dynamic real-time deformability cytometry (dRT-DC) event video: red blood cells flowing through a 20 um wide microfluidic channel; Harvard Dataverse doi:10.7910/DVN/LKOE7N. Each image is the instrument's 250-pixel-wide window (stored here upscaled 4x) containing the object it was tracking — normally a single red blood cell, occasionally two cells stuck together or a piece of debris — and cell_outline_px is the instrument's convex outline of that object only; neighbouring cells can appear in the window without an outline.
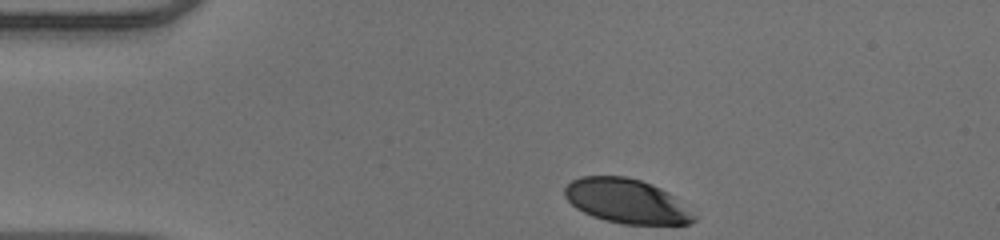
{"species": "human", "species_latin": "Homo sapiens", "temperature_condition": "warm", "stored_images_in_passage": 34, "camera_frame_rate_fps": 3000, "um_per_image_px": 0.085, "donor": {"sex": "male"}, "frame": {"image": 1, "passage_image": 1, "time_ms": 0.0, "image_size_px": [1000, 240], "cell_outline_px": [[696, 220], [688, 224], [624, 224], [604, 220], [592, 216], [576, 208], [564, 196], [564, 188], [572, 180], [580, 176], [624, 176], [640, 180], [652, 184], [668, 192], [696, 216]], "centroid_in_image_um": [53.22, 17.09], "position_along_channel_um": 31.8, "area_um2": 33.18}}
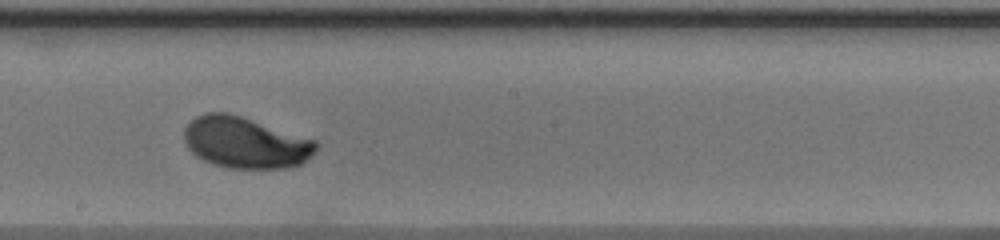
{"frame": {"image": 2, "passage_image": 20, "time_ms": 6.333, "image_size_px": [1000, 240], "cell_outline_px": [[316, 148], [312, 156], [300, 164], [288, 168], [228, 168], [212, 164], [196, 156], [188, 148], [184, 140], [184, 128], [196, 116], [204, 112], [228, 112], [316, 140]], "centroid_in_image_um": [20.83, 12.12], "position_along_channel_um": 227.4, "area_um2": 39.42}}
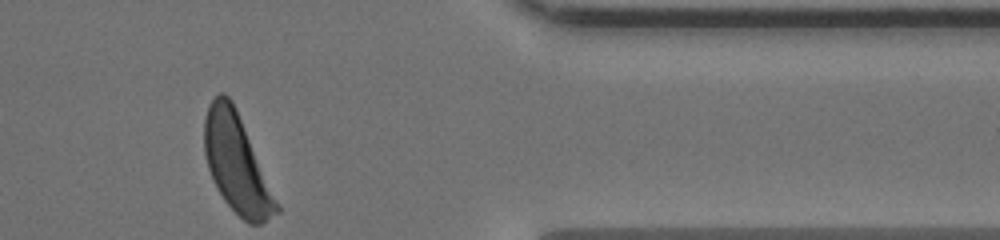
{"frame": {"image": 3, "passage_image": 34, "time_ms": 11.0, "image_size_px": [1000, 240], "cell_outline_px": [[280, 212], [260, 224], [248, 224], [224, 200], [216, 188], [212, 180], [208, 168], [204, 152], [204, 120], [208, 104], [220, 92], [224, 92], [232, 100], [236, 108], [280, 204]], "centroid_in_image_um": [20.12, 13.91], "position_along_channel_um": 391.3, "area_um2": 41.33}, "authors_computed_cell_mechanics": {"area_um2": 39.3907, "velocity_mm_per_s": 3.9688, "shape_relaxation_time_tau1_ms": 2.1285, "shape_relaxation_time_tau2_ms": null, "deformation_change_tau1": 0.1471, "deformation_change_tau2": null}}